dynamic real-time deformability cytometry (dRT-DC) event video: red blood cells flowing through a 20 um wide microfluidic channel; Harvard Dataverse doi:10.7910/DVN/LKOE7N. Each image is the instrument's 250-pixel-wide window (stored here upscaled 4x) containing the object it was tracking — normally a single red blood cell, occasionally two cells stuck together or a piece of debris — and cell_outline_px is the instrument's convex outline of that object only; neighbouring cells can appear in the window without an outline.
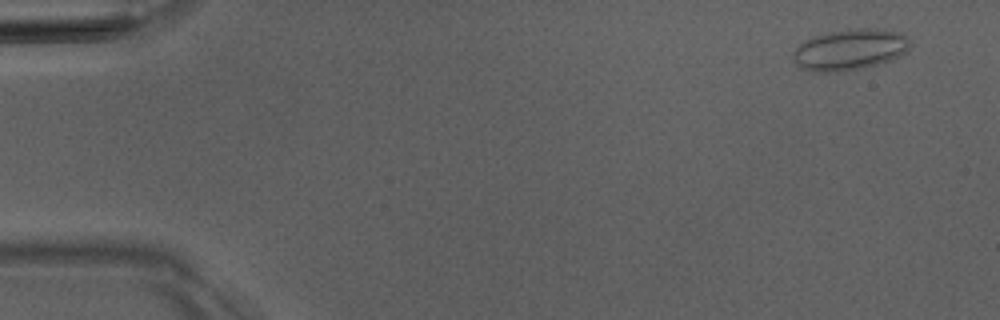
{"species": "Egyptian fruit bat (a non-hibernating species)", "species_latin": "Rousettus aegyptiacus", "temperature_condition": "room temperature", "stored_images_in_passage": 6, "camera_frame_rate_fps": 3000, "um_per_image_px": 0.085, "animal": {"sex": "male"}, "frame": {"image": 1, "passage_image": 2, "time_ms": 1.0, "image_size_px": [1000, 320], "cell_outline_px": [[908, 48], [904, 52], [892, 60], [860, 68], [828, 72], [816, 72], [804, 68], [796, 64], [792, 60], [792, 56], [796, 48], [804, 40], [812, 36], [832, 32], [868, 28], [876, 28], [896, 32], [908, 36]], "centroid_in_image_um": [72.2, 4.22], "position_along_channel_um": 12.8, "area_um2": 27.34}}